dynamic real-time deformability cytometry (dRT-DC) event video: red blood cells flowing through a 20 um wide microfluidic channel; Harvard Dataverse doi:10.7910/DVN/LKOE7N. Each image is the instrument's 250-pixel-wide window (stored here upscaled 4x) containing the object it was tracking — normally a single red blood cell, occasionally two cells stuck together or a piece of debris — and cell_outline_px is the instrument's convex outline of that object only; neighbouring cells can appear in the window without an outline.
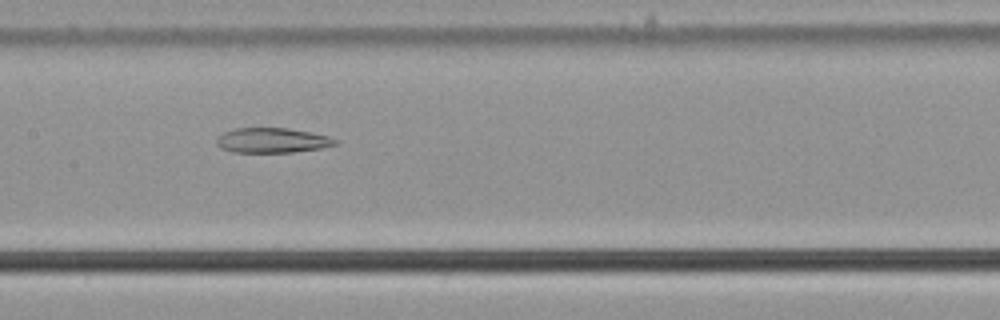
{"species": "common noctule bat (a hibernating species)", "species_latin": "Nyctalus noctula", "temperature_condition": "cold", "stored_images_in_passage": 49, "camera_frame_rate_fps": 3000, "um_per_image_px": 0.085, "animal": {"sex": "male", "body_mass_g": 21.5, "forearm_length_mm": 52.0}, "frame": {"image": 1, "passage_image": 22, "time_ms": 7.0, "image_size_px": [1000, 320], "cell_outline_px": [[340, 144], [320, 148], [292, 152], [232, 152], [220, 148], [216, 144], [216, 136], [224, 132], [236, 128], [288, 128], [312, 132], [328, 136], [340, 140]], "centroid_in_image_um": [23.15, 11.93], "position_along_channel_um": 184.2, "area_um2": 17.46}}
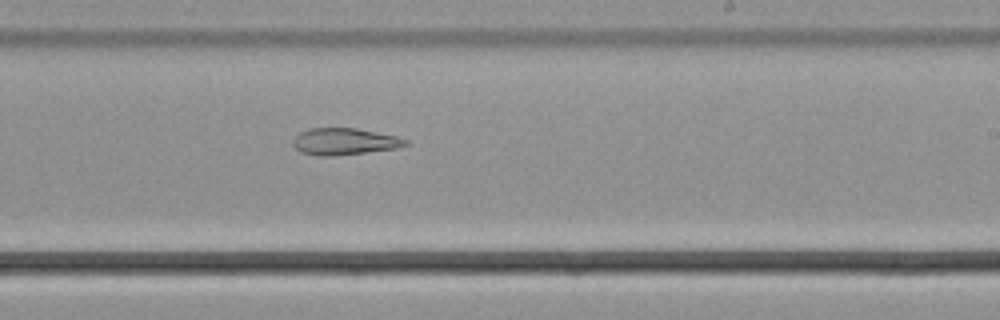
{"frame": {"image": 2, "passage_image": 28, "time_ms": 9.0, "image_size_px": [1000, 320], "cell_outline_px": [[408, 144], [396, 148], [332, 156], [320, 156], [300, 152], [292, 144], [292, 140], [300, 132], [308, 128], [356, 128], [396, 136], [408, 140]], "centroid_in_image_um": [29.23, 12.02], "position_along_channel_um": 259.8, "area_um2": 17.4}}
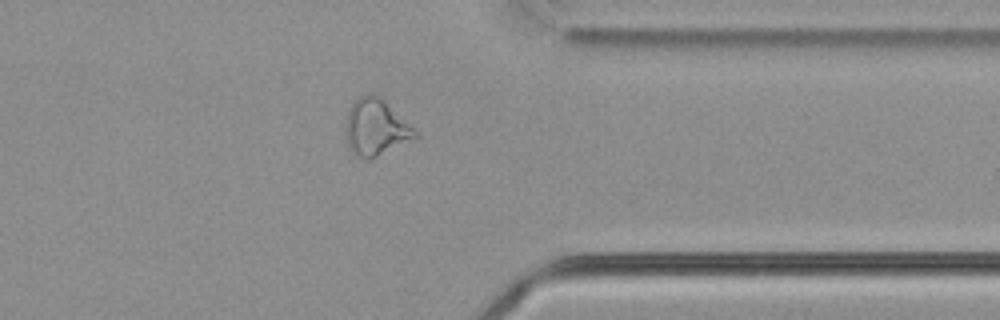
{"frame": {"image": 3, "passage_image": 38, "time_ms": 12.333, "image_size_px": [1000, 320], "cell_outline_px": [[416, 136], [368, 160], [356, 156], [348, 148], [348, 108], [364, 92], [372, 92], [380, 96], [416, 132]], "centroid_in_image_um": [31.89, 10.79], "position_along_channel_um": 379.5, "area_um2": 21.85}, "authors_computed_cell_mechanics": {"area_um2": 23.0622, "velocity_mm_per_s": 3.7899, "shape_relaxation_time_tau1_ms": null, "shape_relaxation_time_tau2_ms": 10.1957, "deformation_change_tau1": null, "deformation_change_tau2": 0.2258}}